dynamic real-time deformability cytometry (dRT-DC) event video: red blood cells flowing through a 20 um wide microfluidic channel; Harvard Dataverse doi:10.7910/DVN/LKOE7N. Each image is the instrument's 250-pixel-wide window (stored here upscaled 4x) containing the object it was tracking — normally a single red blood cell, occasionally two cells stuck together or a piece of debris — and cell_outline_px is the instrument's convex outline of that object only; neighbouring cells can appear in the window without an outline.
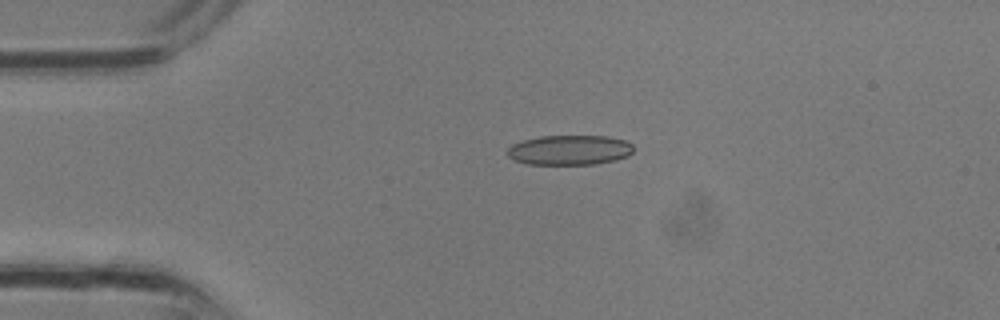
{"species": "common noctule bat (a hibernating species)", "species_latin": "Nyctalus noctula", "temperature_condition": "room temperature", "stored_images_in_passage": 4, "camera_frame_rate_fps": 3000, "um_per_image_px": 0.085, "animal": {"sex": "male", "body_mass_g": 13.3}, "frame": {"image": 1, "passage_image": 1, "time_ms": 0.0, "image_size_px": [1000, 320], "cell_outline_px": [[636, 148], [628, 156], [616, 160], [596, 164], [528, 164], [516, 160], [508, 156], [508, 148], [512, 144], [524, 140], [540, 136], [608, 136], [624, 140], [632, 144]], "centroid_in_image_um": [48.46, 12.75], "position_along_channel_um": 36.5, "area_um2": 21.96}}